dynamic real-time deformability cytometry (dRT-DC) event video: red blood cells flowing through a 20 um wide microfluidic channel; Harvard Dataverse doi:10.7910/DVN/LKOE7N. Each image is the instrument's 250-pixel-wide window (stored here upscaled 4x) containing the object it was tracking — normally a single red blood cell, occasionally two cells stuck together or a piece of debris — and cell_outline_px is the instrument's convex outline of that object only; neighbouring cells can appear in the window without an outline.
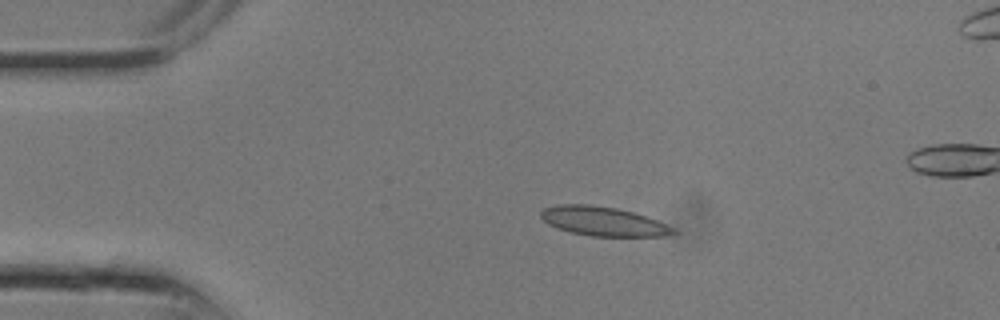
{"species": "common noctule bat (a hibernating species)", "species_latin": "Nyctalus noctula", "temperature_condition": "room temperature", "stored_images_in_passage": 5, "camera_frame_rate_fps": 3000, "um_per_image_px": 0.085, "animal": {"sex": "male", "body_mass_g": 13.3}, "frame": {"image": 1, "passage_image": 1, "time_ms": 0.0, "image_size_px": [1000, 320], "cell_outline_px": [[676, 232], [664, 236], [592, 236], [572, 232], [556, 228], [548, 224], [540, 216], [540, 212], [544, 208], [560, 204], [588, 204], [616, 208], [632, 212], [656, 220], [672, 228]], "centroid_in_image_um": [51.21, 18.81], "position_along_channel_um": 33.8, "area_um2": 22.14}}
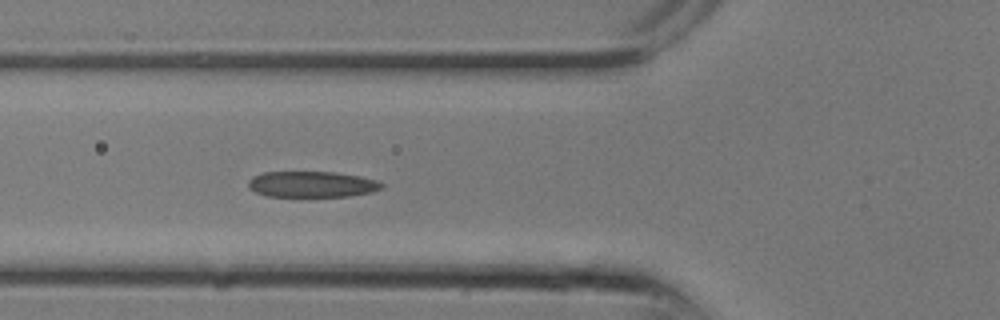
{"frame": {"image": 2, "passage_image": 5, "time_ms": 1.333, "image_size_px": [1000, 320], "cell_outline_px": [[384, 188], [372, 192], [348, 196], [268, 196], [256, 192], [248, 188], [248, 180], [252, 176], [264, 172], [332, 172], [360, 176], [376, 180], [384, 184]], "centroid_in_image_um": [26.51, 15.66], "position_along_channel_um": 99.3, "area_um2": 20.17}}